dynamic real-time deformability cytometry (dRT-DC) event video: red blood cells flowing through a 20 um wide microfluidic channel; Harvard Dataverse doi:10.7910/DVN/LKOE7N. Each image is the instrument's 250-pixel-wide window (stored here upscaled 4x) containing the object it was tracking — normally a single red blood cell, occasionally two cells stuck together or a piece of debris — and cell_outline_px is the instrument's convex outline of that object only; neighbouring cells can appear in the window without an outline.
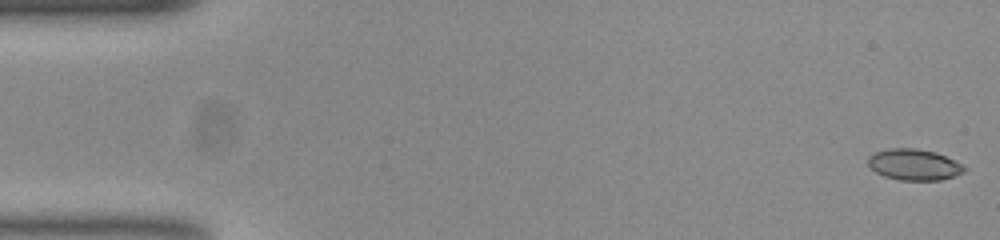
{"species": "common noctule bat (a hibernating species)", "species_latin": "Nyctalus noctula", "temperature_condition": "room temperature", "stored_images_in_passage": 53, "camera_frame_rate_fps": 3000, "um_per_image_px": 0.085, "animal": {"sex": "female", "body_mass_g": 23.0, "forearm_length_mm": 53.4}, "frame": {"image": 1, "passage_image": 1, "time_ms": 0.0, "image_size_px": [1000, 240], "cell_outline_px": [[968, 168], [964, 172], [956, 176], [940, 180], [900, 180], [884, 176], [876, 172], [868, 164], [868, 156], [876, 152], [888, 148], [916, 148], [936, 152], [964, 164]], "centroid_in_image_um": [77.74, 13.99], "position_along_channel_um": 7.3, "area_um2": 17.63}}
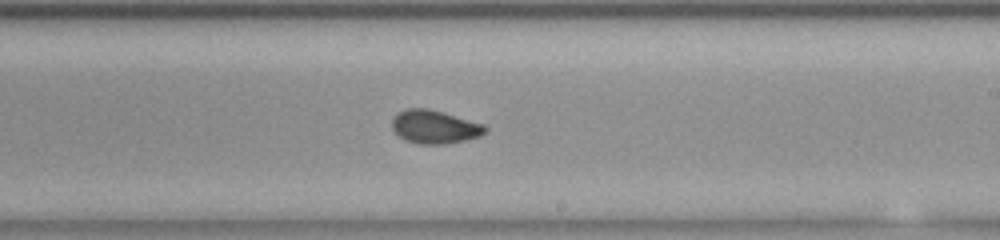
{"frame": {"image": 2, "passage_image": 31, "time_ms": 10.0, "image_size_px": [1000, 240], "cell_outline_px": [[488, 128], [480, 136], [464, 140], [444, 144], [416, 144], [404, 140], [392, 128], [392, 116], [396, 112], [408, 108], [428, 108], [444, 112], [484, 124]], "centroid_in_image_um": [36.91, 10.77], "position_along_channel_um": 252.1, "area_um2": 18.26}}
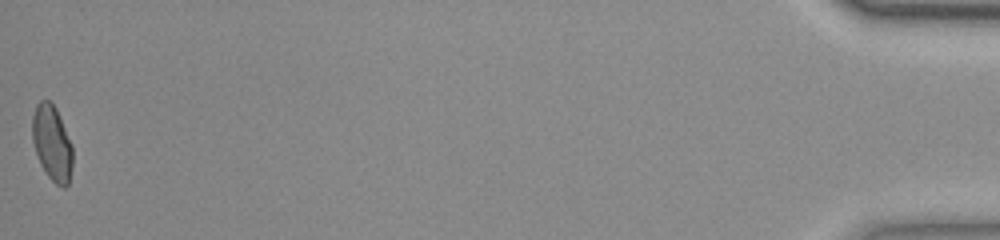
{"frame": {"image": 3, "passage_image": 53, "time_ms": 17.333, "image_size_px": [1000, 240], "cell_outline_px": [[72, 164], [68, 184], [64, 188], [56, 184], [48, 176], [40, 164], [32, 140], [32, 116], [36, 104], [40, 100], [48, 100], [56, 108], [72, 144]], "centroid_in_image_um": [4.41, 12.15], "position_along_channel_um": 430.8, "area_um2": 17.69}, "authors_computed_cell_mechanics": {"area_um2": 17.8602, "velocity_mm_per_s": 3.8412, "shape_relaxation_time_tau1_ms": 5.6537, "shape_relaxation_time_tau2_ms": 1.2411, "deformation_change_tau1": 0.1442, "deformation_change_tau2": 0.0441}}